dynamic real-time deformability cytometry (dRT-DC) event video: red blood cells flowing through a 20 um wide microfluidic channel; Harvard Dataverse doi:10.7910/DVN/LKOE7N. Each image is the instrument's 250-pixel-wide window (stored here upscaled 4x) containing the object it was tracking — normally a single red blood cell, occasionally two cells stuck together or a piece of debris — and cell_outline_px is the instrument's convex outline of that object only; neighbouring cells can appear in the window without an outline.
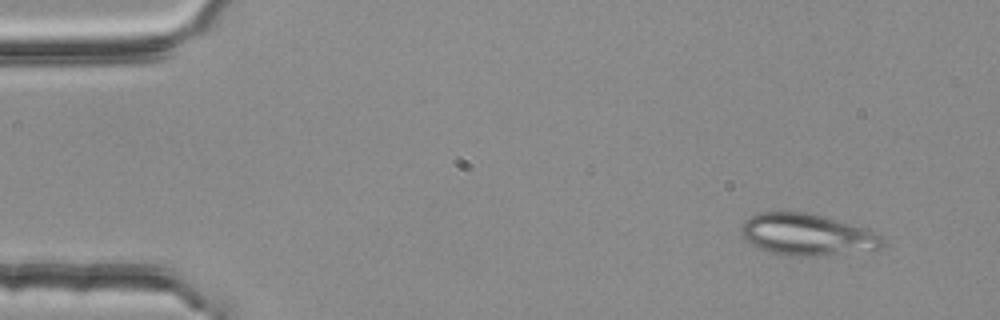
{"species": "common noctule bat (a hibernating species)", "species_latin": "Nyctalus noctula", "temperature_condition": "room temperature", "stored_images_in_passage": 4, "segment_of_instrument_passage": [1, 2], "camera_frame_rate_fps": 3000, "um_per_image_px": 0.085, "animal": {"sex": "female", "body_mass_g": 25.1}, "frame": {"image": 1, "passage_image": 1, "time_ms": 0.0, "image_size_px": [1000, 320], "cell_outline_px": [[884, 244], [876, 252], [824, 256], [788, 256], [768, 252], [756, 248], [740, 236], [740, 228], [756, 212], [808, 212], [824, 216], [868, 228], [876, 232], [884, 240]], "centroid_in_image_um": [68.68, 19.98], "position_along_channel_um": 16.3, "area_um2": 35.37}}